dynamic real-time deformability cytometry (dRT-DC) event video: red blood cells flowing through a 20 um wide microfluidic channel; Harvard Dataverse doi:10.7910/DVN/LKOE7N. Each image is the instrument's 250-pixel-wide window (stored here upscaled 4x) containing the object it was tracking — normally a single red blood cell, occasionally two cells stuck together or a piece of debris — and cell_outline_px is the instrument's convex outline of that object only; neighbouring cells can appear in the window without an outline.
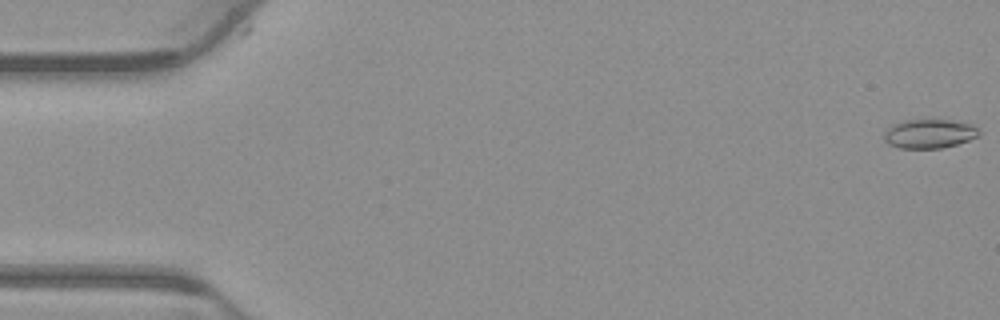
{"species": "common noctule bat (a hibernating species)", "species_latin": "Nyctalus noctula", "temperature_condition": "warm", "stored_images_in_passage": 54, "camera_frame_rate_fps": 3000, "um_per_image_px": 0.085, "animal": {"sex": "male", "body_mass_g": 23.1, "forearm_length_mm": 52.7}, "frame": {"image": 1, "passage_image": 1, "time_ms": 0.0, "image_size_px": [1000, 320], "cell_outline_px": [[980, 136], [956, 144], [940, 148], [900, 148], [888, 144], [884, 140], [884, 132], [892, 124], [904, 120], [924, 116], [928, 116], [952, 120], [972, 124], [980, 132]], "centroid_in_image_um": [78.97, 11.3], "position_along_channel_um": 6.0, "area_um2": 16.82}}
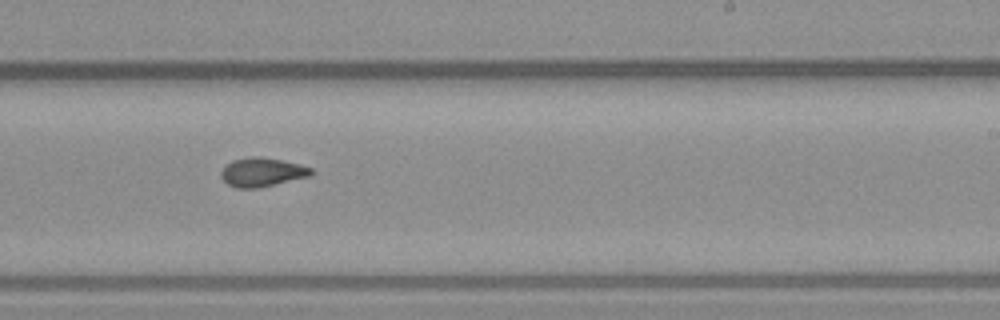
{"frame": {"image": 2, "passage_image": 33, "time_ms": 10.667, "image_size_px": [1000, 320], "cell_outline_px": [[316, 172], [312, 176], [256, 188], [236, 188], [228, 184], [220, 176], [220, 172], [232, 160], [248, 156], [260, 156], [300, 164], [312, 168]], "centroid_in_image_um": [22.31, 14.63], "position_along_channel_um": 266.7, "area_um2": 15.26}}
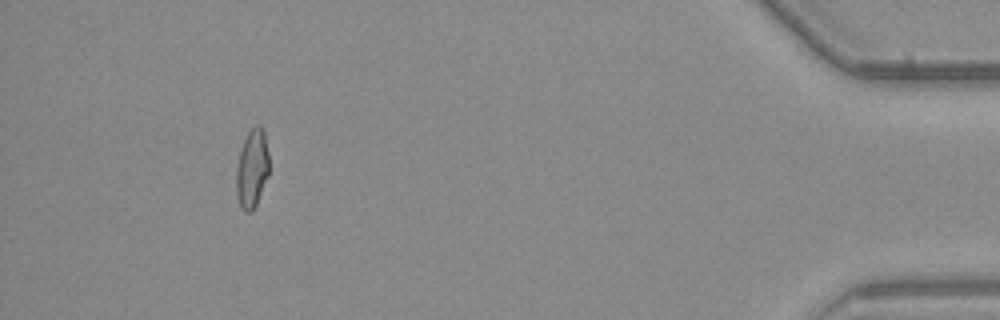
{"frame": {"image": 3, "passage_image": 50, "time_ms": 16.333, "image_size_px": [1000, 320], "cell_outline_px": [[268, 176], [256, 204], [252, 212], [244, 212], [240, 208], [236, 192], [236, 168], [240, 148], [248, 132], [256, 124], [260, 124], [264, 132], [268, 152]], "centroid_in_image_um": [21.41, 14.34], "position_along_channel_um": 413.8, "area_um2": 15.14}, "authors_computed_cell_mechanics": {"area_um2": 15.1436, "velocity_mm_per_s": 3.8672, "shape_relaxation_time_tau1_ms": null, "shape_relaxation_time_tau2_ms": 2.4457, "deformation_change_tau1": null, "deformation_change_tau2": 0.0866}}